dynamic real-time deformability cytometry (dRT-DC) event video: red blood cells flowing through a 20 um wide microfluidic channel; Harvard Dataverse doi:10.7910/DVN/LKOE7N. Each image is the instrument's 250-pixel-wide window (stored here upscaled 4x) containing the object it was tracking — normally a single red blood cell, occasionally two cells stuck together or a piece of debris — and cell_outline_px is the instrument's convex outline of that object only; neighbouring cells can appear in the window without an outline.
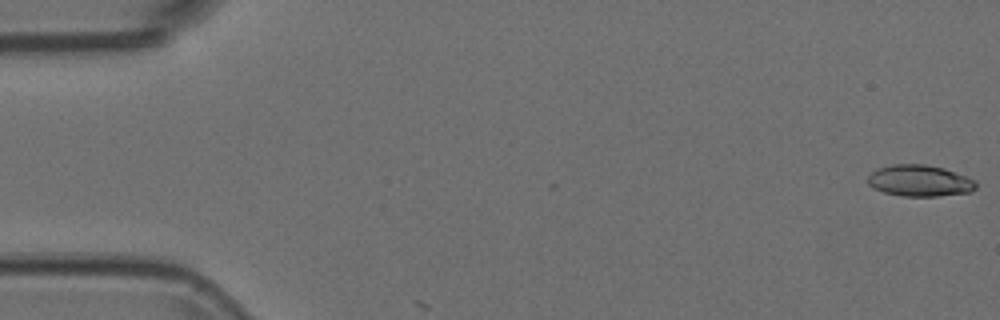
{"species": "Egyptian fruit bat (a non-hibernating species)", "species_latin": "Rousettus aegyptiacus", "temperature_condition": "room temperature", "stored_images_in_passage": 4, "camera_frame_rate_fps": 3000, "um_per_image_px": 0.085, "animal": {"sex": "female"}, "frame": {"image": 1, "passage_image": 1, "time_ms": 0.0, "image_size_px": [1000, 320], "cell_outline_px": [[976, 188], [968, 192], [936, 196], [904, 196], [884, 192], [872, 188], [868, 184], [868, 176], [876, 168], [892, 164], [924, 164], [944, 168], [976, 180]], "centroid_in_image_um": [78.14, 15.35], "position_along_channel_um": 6.9, "area_um2": 19.77}}